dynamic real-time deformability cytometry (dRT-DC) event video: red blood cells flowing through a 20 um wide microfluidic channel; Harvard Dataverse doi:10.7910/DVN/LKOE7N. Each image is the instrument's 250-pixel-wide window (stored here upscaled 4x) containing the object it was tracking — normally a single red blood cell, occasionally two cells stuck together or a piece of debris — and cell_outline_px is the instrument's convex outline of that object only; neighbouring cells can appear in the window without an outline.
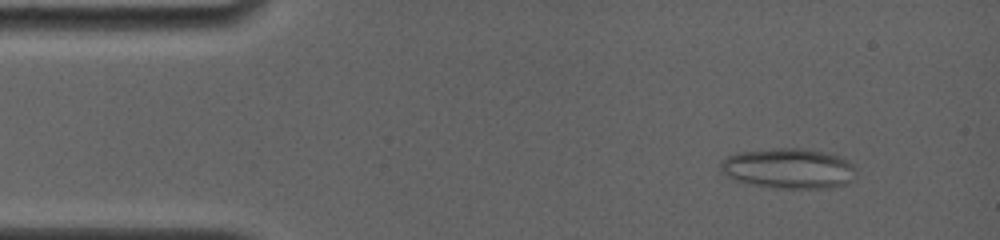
{"species": "common noctule bat (a hibernating species)", "species_latin": "Nyctalus noctula", "temperature_condition": "room temperature", "stored_images_in_passage": 23, "camera_frame_rate_fps": 4000, "um_per_image_px": 0.085, "animal": {"sex": "female", "body_mass_g": 19.0, "forearm_length_mm": 56.7}, "frame": {"image": 1, "passage_image": 3, "time_ms": 0.5, "image_size_px": [1000, 240], "cell_outline_px": [[856, 180], [848, 184], [828, 188], [784, 188], [756, 184], [740, 180], [728, 176], [720, 168], [720, 160], [736, 152], [776, 148], [800, 148], [820, 152], [836, 156], [844, 160], [856, 168]], "centroid_in_image_um": [67.07, 14.32], "position_along_channel_um": 17.9, "area_um2": 31.33}}
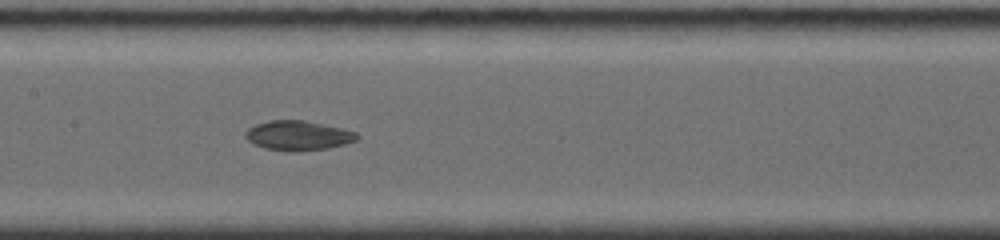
{"frame": {"image": 2, "passage_image": 14, "time_ms": 3.25, "image_size_px": [1000, 240], "cell_outline_px": [[360, 136], [356, 140], [344, 144], [324, 148], [296, 152], [292, 152], [264, 148], [248, 140], [244, 136], [244, 132], [248, 128], [256, 124], [272, 120], [304, 120], [340, 128], [356, 132]], "centroid_in_image_um": [25.31, 11.52], "position_along_channel_um": 182.1, "area_um2": 19.07}}
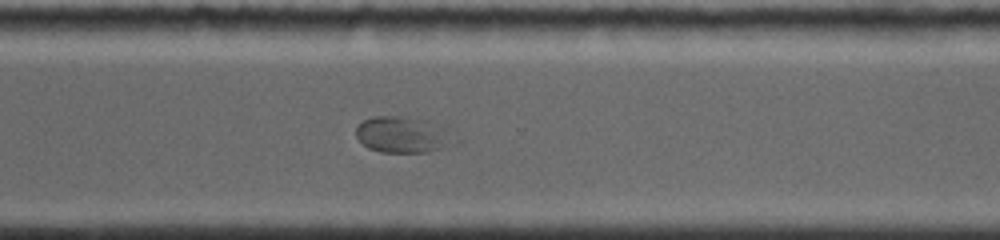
{"frame": {"image": 3, "passage_image": 23, "time_ms": 5.5, "image_size_px": [1000, 240], "cell_outline_px": [[460, 140], [456, 144], [444, 148], [428, 152], [380, 152], [368, 148], [356, 136], [356, 128], [364, 120], [372, 116], [408, 116], [420, 120]], "centroid_in_image_um": [34.18, 11.48], "position_along_channel_um": 336.4, "area_um2": 20.17}}